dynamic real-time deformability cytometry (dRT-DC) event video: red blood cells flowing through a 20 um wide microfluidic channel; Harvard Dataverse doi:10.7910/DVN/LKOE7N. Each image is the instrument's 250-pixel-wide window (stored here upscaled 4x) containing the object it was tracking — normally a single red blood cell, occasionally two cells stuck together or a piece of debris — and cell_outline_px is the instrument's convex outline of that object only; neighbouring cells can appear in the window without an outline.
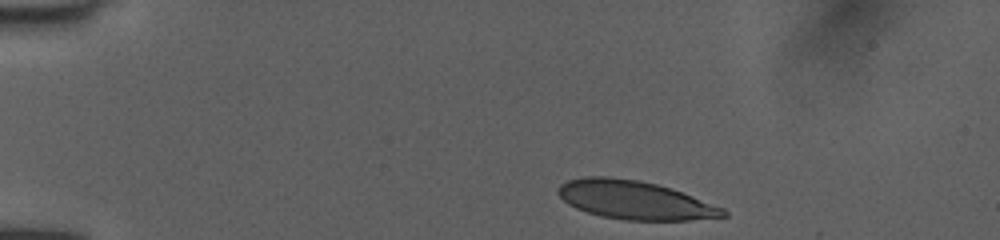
{"species": "human", "species_latin": "Homo sapiens", "temperature_condition": "room temperature", "stored_images_in_passage": 3, "camera_frame_rate_fps": 3000, "um_per_image_px": 0.085, "donor": {"sex": "female"}, "frame": {"image": 1, "passage_image": 1, "time_ms": 0.0, "image_size_px": [1000, 240], "cell_outline_px": [[728, 216], [688, 220], [624, 220], [600, 216], [576, 208], [568, 204], [556, 192], [560, 184], [568, 180], [584, 176], [608, 176], [636, 180], [656, 184], [672, 188], [724, 208], [728, 212]], "centroid_in_image_um": [53.95, 17.0], "position_along_channel_um": 31.1, "area_um2": 37.05}}